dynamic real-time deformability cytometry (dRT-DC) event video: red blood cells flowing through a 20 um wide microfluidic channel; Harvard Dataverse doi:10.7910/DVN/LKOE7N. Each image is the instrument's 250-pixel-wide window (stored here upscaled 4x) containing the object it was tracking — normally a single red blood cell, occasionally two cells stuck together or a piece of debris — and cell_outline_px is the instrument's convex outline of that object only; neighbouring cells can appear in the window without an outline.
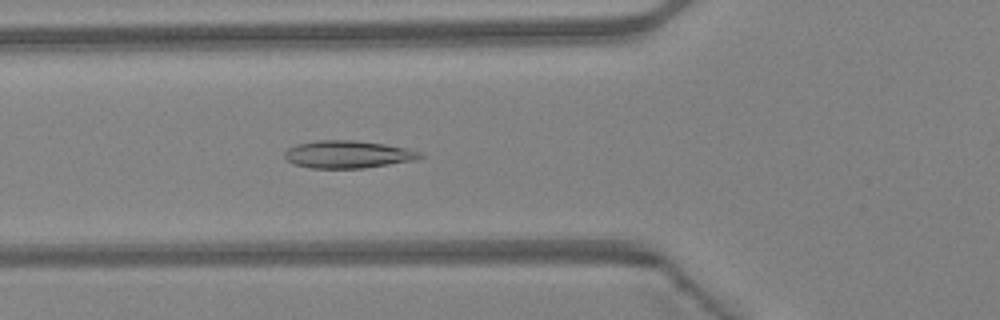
{"species": "Egyptian fruit bat (a non-hibernating species)", "species_latin": "Rousettus aegyptiacus", "temperature_condition": "warm", "stored_images_in_passage": 48, "camera_frame_rate_fps": 3000, "um_per_image_px": 0.085, "animal": {"sex": "female"}, "frame": {"image": 1, "passage_image": 18, "time_ms": 5.667, "image_size_px": [1000, 320], "cell_outline_px": [[424, 156], [416, 160], [364, 168], [308, 168], [292, 164], [284, 160], [284, 152], [288, 148], [296, 144], [316, 140], [352, 140], [384, 144], [424, 152]], "centroid_in_image_um": [29.53, 13.13], "position_along_channel_um": 96.3, "area_um2": 21.96}}
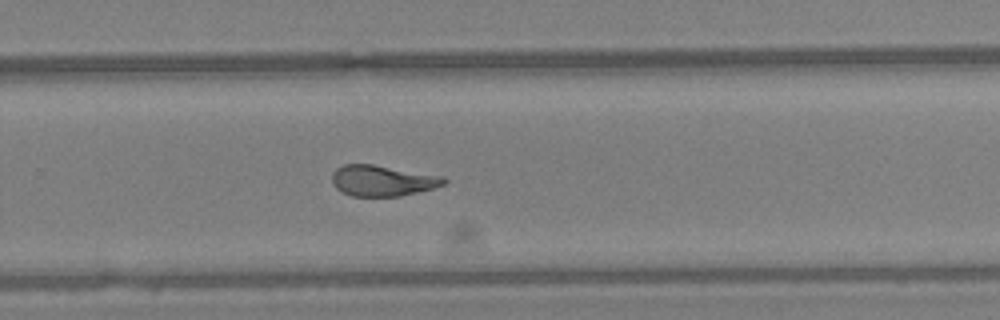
{"frame": {"image": 2, "passage_image": 32, "time_ms": 10.333, "image_size_px": [1000, 320], "cell_outline_px": [[448, 180], [444, 184], [432, 188], [400, 196], [352, 196], [336, 188], [332, 184], [332, 172], [336, 168], [344, 164], [372, 164], [444, 176]], "centroid_in_image_um": [32.49, 15.34], "position_along_channel_um": 297.3, "area_um2": 20.06}}
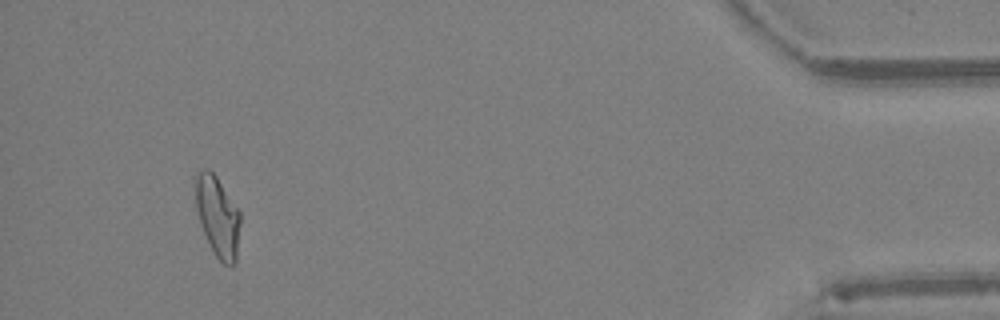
{"frame": {"image": 3, "passage_image": 45, "time_ms": 14.667, "image_size_px": [1000, 320], "cell_outline_px": [[240, 224], [236, 264], [232, 268], [224, 264], [216, 256], [200, 224], [196, 208], [196, 176], [204, 168], [208, 168], [216, 176], [240, 212]], "centroid_in_image_um": [18.52, 18.44], "position_along_channel_um": 416.7, "area_um2": 20.75}, "authors_computed_cell_mechanics": {"area_um2": 21.1837, "velocity_mm_per_s": 4.3124, "shape_relaxation_time_tau1_ms": 6.3389, "shape_relaxation_time_tau2_ms": 1.0754, "deformation_change_tau1": 0.1791, "deformation_change_tau2": 0.0801}}